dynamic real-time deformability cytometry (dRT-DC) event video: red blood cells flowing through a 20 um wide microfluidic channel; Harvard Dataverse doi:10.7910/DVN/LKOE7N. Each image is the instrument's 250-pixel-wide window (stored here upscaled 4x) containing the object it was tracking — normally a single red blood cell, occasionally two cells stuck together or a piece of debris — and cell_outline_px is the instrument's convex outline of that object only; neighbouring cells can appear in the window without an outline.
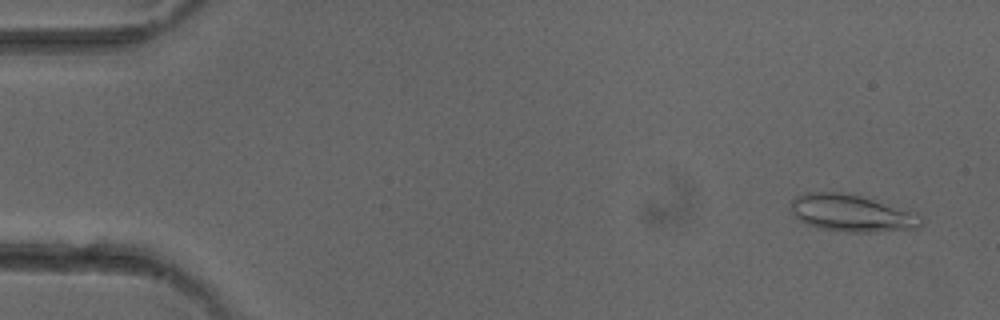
{"species": "common noctule bat (a hibernating species)", "species_latin": "Nyctalus noctula", "temperature_condition": "cold", "stored_images_in_passage": 7, "camera_frame_rate_fps": 3000, "um_per_image_px": 0.085, "animal": {"sex": "female"}, "frame": {"image": 1, "passage_image": 3, "time_ms": 0.667, "image_size_px": [1000, 320], "cell_outline_px": [[924, 224], [920, 228], [876, 232], [844, 232], [820, 228], [808, 224], [792, 216], [792, 200], [796, 196], [804, 192], [856, 192], [916, 212], [924, 216]], "centroid_in_image_um": [72.49, 18.09], "position_along_channel_um": 12.5, "area_um2": 29.19}}